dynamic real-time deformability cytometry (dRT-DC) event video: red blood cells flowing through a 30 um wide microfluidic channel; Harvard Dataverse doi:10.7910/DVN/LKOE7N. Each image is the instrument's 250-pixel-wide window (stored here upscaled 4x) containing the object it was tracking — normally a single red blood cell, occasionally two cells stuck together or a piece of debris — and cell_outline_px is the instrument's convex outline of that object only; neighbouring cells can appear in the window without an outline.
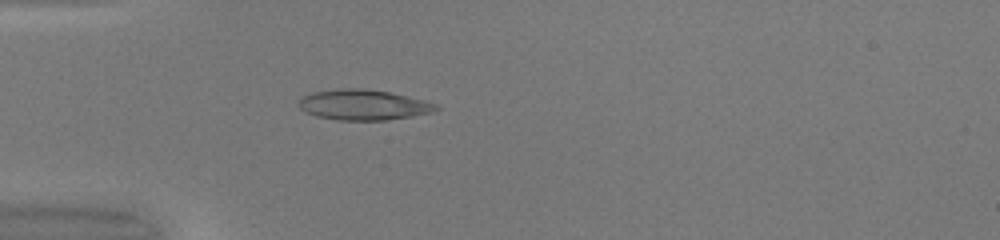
{"species": "common noctule bat (a hibernating species)", "species_latin": "Nyctalus noctula", "temperature_condition": "warm", "stored_images_in_passage": 50, "camera_frame_rate_fps": 3000, "um_per_image_px": 0.085, "animal": {"sex": "female", "body_mass_g": 20.0, "forearm_length_mm": 54.0}, "frame": {"image": 1, "passage_image": 16, "time_ms": 5.0, "image_size_px": [1000, 240], "cell_outline_px": [[440, 108], [432, 112], [412, 116], [388, 120], [336, 120], [316, 116], [304, 112], [296, 104], [300, 96], [312, 92], [340, 88], [364, 88], [392, 92], [424, 100], [436, 104]], "centroid_in_image_um": [30.83, 8.9], "position_along_channel_um": 54.2, "area_um2": 24.74}}
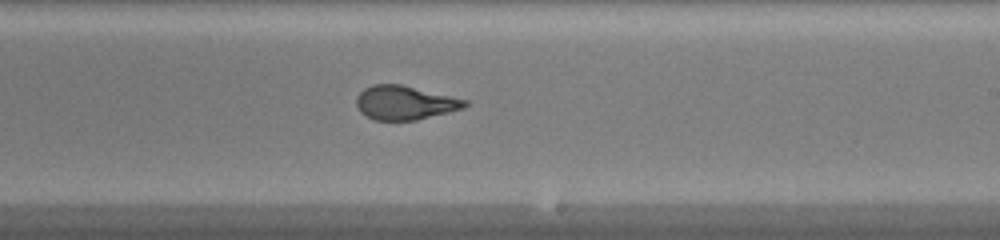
{"frame": {"image": 2, "passage_image": 31, "time_ms": 10.0, "image_size_px": [1000, 240], "cell_outline_px": [[468, 104], [464, 108], [416, 120], [372, 120], [360, 112], [356, 104], [356, 96], [364, 88], [372, 84], [400, 84], [468, 100]], "centroid_in_image_um": [34.37, 8.73], "position_along_channel_um": 254.6, "area_um2": 21.44}}
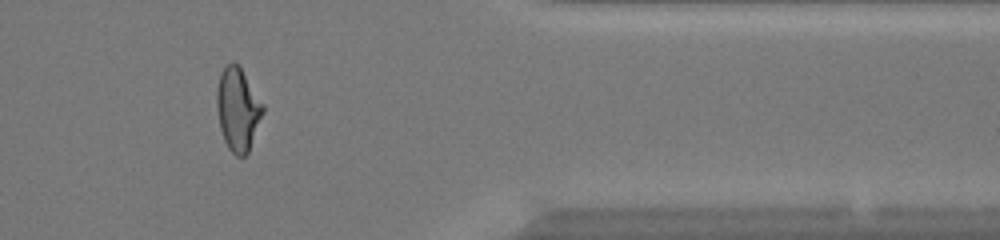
{"frame": {"image": 3, "passage_image": 42, "time_ms": 13.667, "image_size_px": [1000, 240], "cell_outline_px": [[264, 112], [248, 152], [244, 156], [236, 156], [228, 148], [224, 140], [220, 128], [216, 108], [216, 88], [220, 72], [232, 60], [240, 68], [264, 104]], "centroid_in_image_um": [20.2, 9.29], "position_along_channel_um": 391.2, "area_um2": 22.31}, "authors_computed_cell_mechanics": {"area_um2": 22.4842, "velocity_mm_per_s": 4.2423, "shape_relaxation_time_tau1_ms": 5.7495, "shape_relaxation_time_tau2_ms": 0.7032, "deformation_change_tau1": 0.2523, "deformation_change_tau2": 0.0673}}